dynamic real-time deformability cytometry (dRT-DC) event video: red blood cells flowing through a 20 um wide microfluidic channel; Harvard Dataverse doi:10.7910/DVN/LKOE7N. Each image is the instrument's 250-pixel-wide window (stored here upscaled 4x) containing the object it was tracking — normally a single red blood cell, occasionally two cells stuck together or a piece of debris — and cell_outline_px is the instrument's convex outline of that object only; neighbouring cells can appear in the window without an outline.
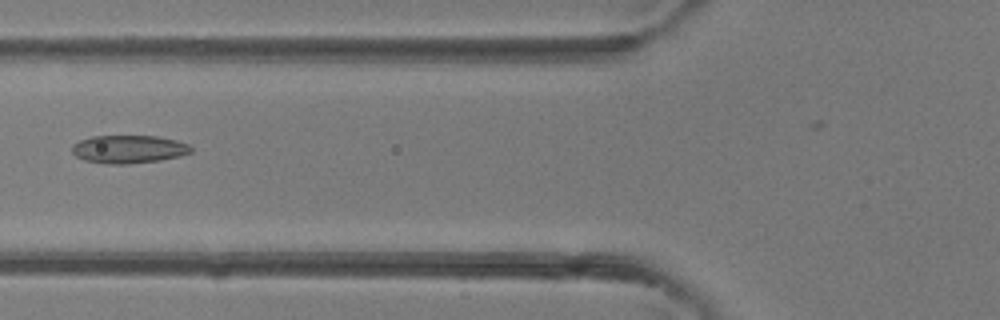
{"species": "common noctule bat (a hibernating species)", "species_latin": "Nyctalus noctula", "temperature_condition": "room temperature", "stored_images_in_passage": 38, "camera_frame_rate_fps": 3000, "um_per_image_px": 0.085, "animal": {"sex": "female"}, "frame": {"image": 1, "passage_image": 16, "time_ms": 5.0, "image_size_px": [1000, 320], "cell_outline_px": [[192, 152], [180, 156], [160, 160], [128, 164], [108, 164], [84, 160], [76, 156], [72, 152], [72, 144], [80, 140], [92, 136], [156, 136], [176, 140], [188, 144], [192, 148]], "centroid_in_image_um": [10.93, 12.68], "position_along_channel_um": 114.9, "area_um2": 19.48}}
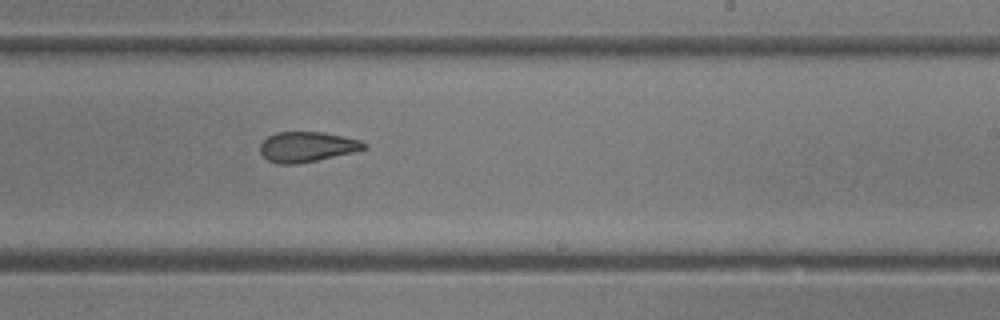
{"frame": {"image": 2, "passage_image": 25, "time_ms": 8.0, "image_size_px": [1000, 320], "cell_outline_px": [[368, 148], [352, 152], [316, 160], [296, 164], [280, 164], [268, 160], [260, 152], [260, 144], [268, 136], [276, 132], [324, 132], [360, 140], [368, 144]], "centroid_in_image_um": [26.1, 12.47], "position_along_channel_um": 262.9, "area_um2": 18.15}}
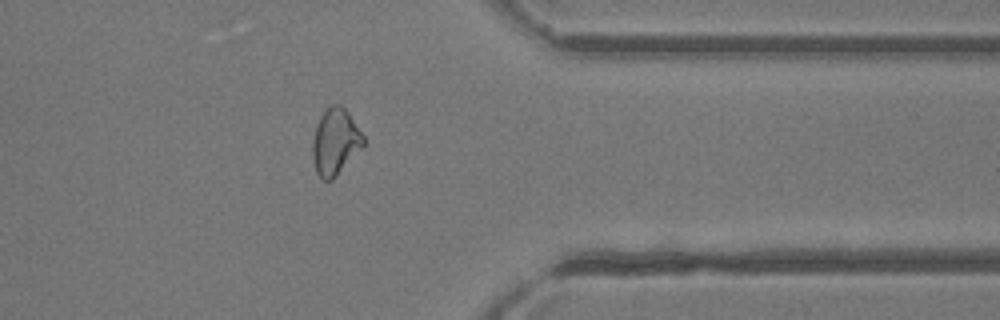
{"frame": {"image": 3, "passage_image": 33, "time_ms": 10.667, "image_size_px": [1000, 320], "cell_outline_px": [[364, 148], [332, 180], [324, 180], [316, 172], [312, 160], [312, 140], [316, 124], [324, 108], [332, 104], [340, 104], [348, 112], [364, 136]], "centroid_in_image_um": [28.5, 12.04], "position_along_channel_um": 382.9, "area_um2": 20.06}}